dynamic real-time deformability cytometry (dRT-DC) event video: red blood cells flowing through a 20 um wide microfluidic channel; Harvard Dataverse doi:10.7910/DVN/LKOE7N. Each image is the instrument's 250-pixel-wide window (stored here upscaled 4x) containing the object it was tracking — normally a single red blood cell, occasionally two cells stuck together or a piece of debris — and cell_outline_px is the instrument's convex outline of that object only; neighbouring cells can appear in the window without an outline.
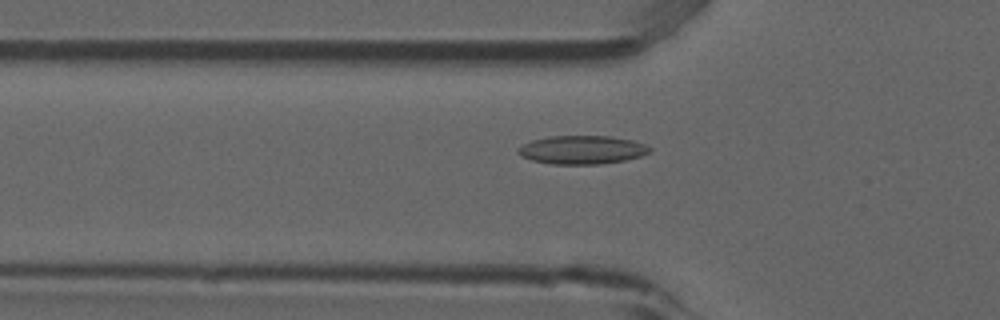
{"species": "common noctule bat (a hibernating species)", "species_latin": "Nyctalus noctula", "temperature_condition": "room temperature", "stored_images_in_passage": 53, "camera_frame_rate_fps": 3000, "um_per_image_px": 0.085, "animal": {"sex": "male", "forearm_length_mm": 52.5}, "frame": {"image": 1, "passage_image": 18, "time_ms": 5.667, "image_size_px": [1000, 320], "cell_outline_px": [[652, 148], [648, 152], [640, 156], [624, 160], [600, 164], [552, 164], [532, 160], [520, 156], [516, 152], [516, 148], [532, 140], [548, 136], [612, 136], [632, 140], [644, 144]], "centroid_in_image_um": [49.43, 12.73], "position_along_channel_um": 76.4, "area_um2": 21.85}}
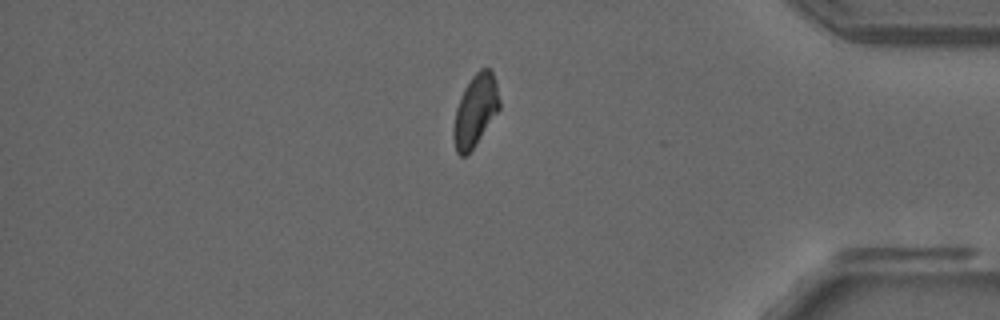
{"frame": {"image": 2, "passage_image": 45, "time_ms": 14.667, "image_size_px": [1000, 320], "cell_outline_px": [[500, 108], [472, 148], [464, 156], [460, 156], [456, 152], [452, 136], [452, 128], [456, 108], [464, 88], [472, 76], [480, 68], [488, 68], [492, 72], [496, 80], [500, 100]], "centroid_in_image_um": [40.39, 9.37], "position_along_channel_um": 394.8, "area_um2": 19.07}}
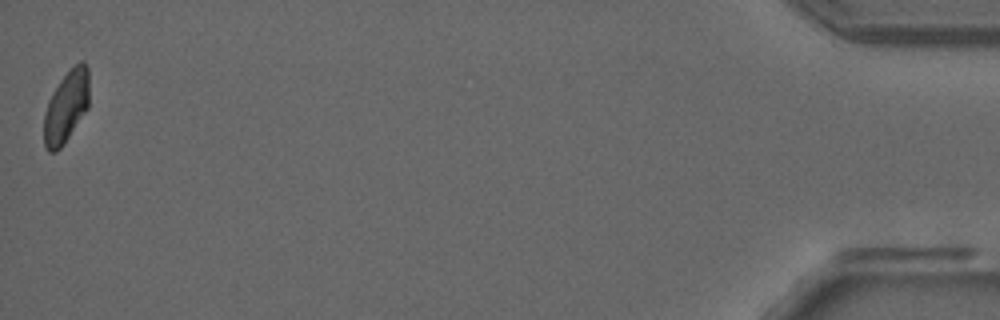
{"frame": {"image": 3, "passage_image": 53, "time_ms": 17.333, "image_size_px": [1000, 320], "cell_outline_px": [[88, 108], [64, 144], [56, 152], [48, 152], [44, 148], [44, 112], [48, 100], [52, 92], [60, 80], [80, 60], [84, 60], [88, 68]], "centroid_in_image_um": [5.61, 9.09], "position_along_channel_um": 429.6, "area_um2": 19.02}, "authors_computed_cell_mechanics": {"area_um2": 19.8832, "velocity_mm_per_s": 3.8691, "shape_relaxation_time_tau1_ms": null, "shape_relaxation_time_tau2_ms": 2.2723, "deformation_change_tau1": null, "deformation_change_tau2": 0.0797}}